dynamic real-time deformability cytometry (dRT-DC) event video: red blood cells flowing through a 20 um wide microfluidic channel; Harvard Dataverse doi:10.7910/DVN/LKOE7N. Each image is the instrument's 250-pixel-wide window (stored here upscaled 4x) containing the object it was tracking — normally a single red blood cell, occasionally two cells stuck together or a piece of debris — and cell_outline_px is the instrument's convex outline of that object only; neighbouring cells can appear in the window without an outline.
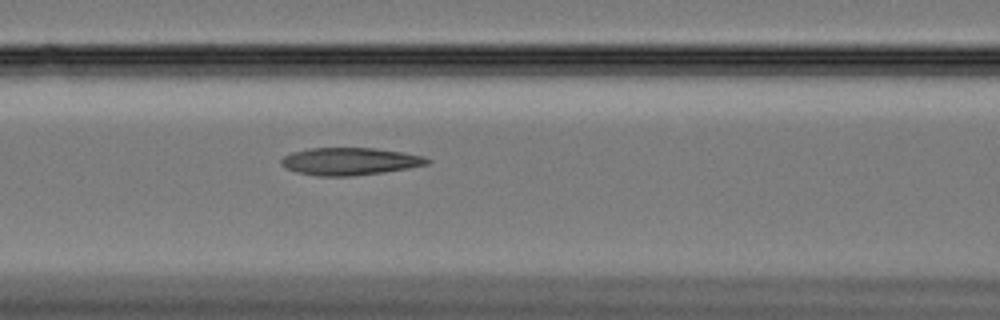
{"species": "Egyptian fruit bat (a non-hibernating species)", "species_latin": "Rousettus aegyptiacus", "temperature_condition": "cold", "stored_images_in_passage": 38, "camera_frame_rate_fps": 3000, "um_per_image_px": 0.085, "animal": {"sex": "female"}, "frame": {"image": 1, "passage_image": 7, "time_ms": 2.0, "image_size_px": [1000, 320], "cell_outline_px": [[432, 160], [428, 164], [408, 168], [384, 172], [348, 176], [320, 176], [296, 172], [280, 164], [280, 160], [284, 156], [292, 152], [308, 148], [376, 148], [404, 152], [424, 156]], "centroid_in_image_um": [29.75, 13.7], "position_along_channel_um": 136.8, "area_um2": 23.35}}
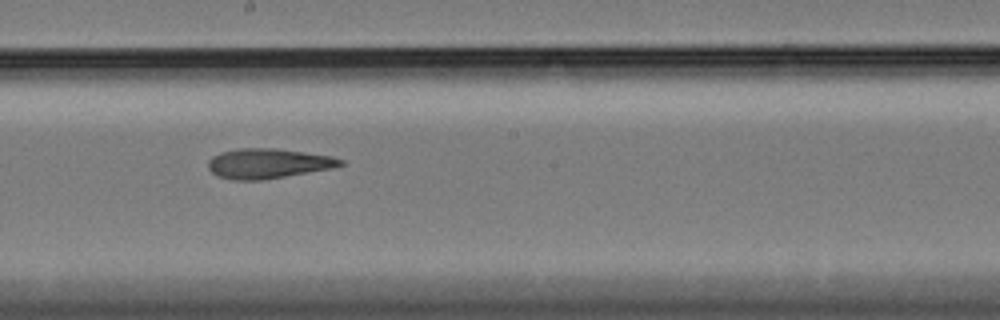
{"frame": {"image": 2, "passage_image": 15, "time_ms": 4.667, "image_size_px": [1000, 320], "cell_outline_px": [[344, 164], [332, 168], [260, 180], [232, 180], [216, 176], [208, 168], [208, 160], [212, 156], [220, 152], [236, 148], [276, 148], [332, 156], [344, 160]], "centroid_in_image_um": [22.74, 13.88], "position_along_channel_um": 225.5, "area_um2": 23.06}}
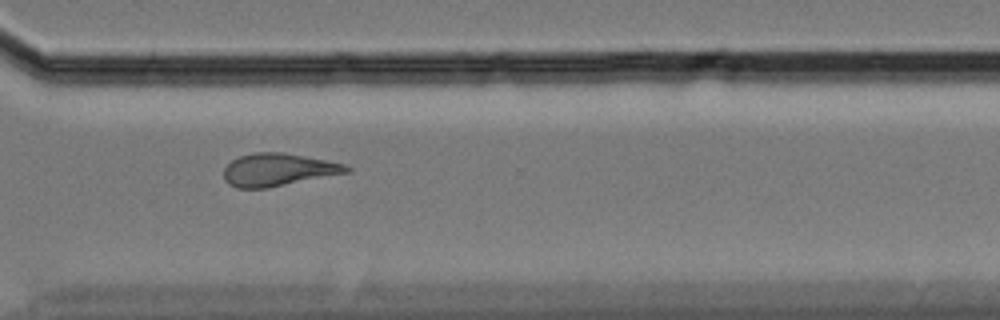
{"frame": {"image": 3, "passage_image": 26, "time_ms": 8.333, "image_size_px": [1000, 320], "cell_outline_px": [[352, 168], [348, 172], [264, 188], [236, 188], [228, 184], [224, 180], [224, 168], [232, 160], [240, 156], [252, 152], [280, 152], [304, 156], [344, 164]], "centroid_in_image_um": [23.57, 14.42], "position_along_channel_um": 347.0, "area_um2": 22.95}, "authors_computed_cell_mechanics": {"area_um2": 23.3223, "velocity_mm_per_s": 3.3246, "shape_relaxation_time_tau1_ms": null, "shape_relaxation_time_tau2_ms": 5.3206, "deformation_change_tau1": null, "deformation_change_tau2": 0.1551}}